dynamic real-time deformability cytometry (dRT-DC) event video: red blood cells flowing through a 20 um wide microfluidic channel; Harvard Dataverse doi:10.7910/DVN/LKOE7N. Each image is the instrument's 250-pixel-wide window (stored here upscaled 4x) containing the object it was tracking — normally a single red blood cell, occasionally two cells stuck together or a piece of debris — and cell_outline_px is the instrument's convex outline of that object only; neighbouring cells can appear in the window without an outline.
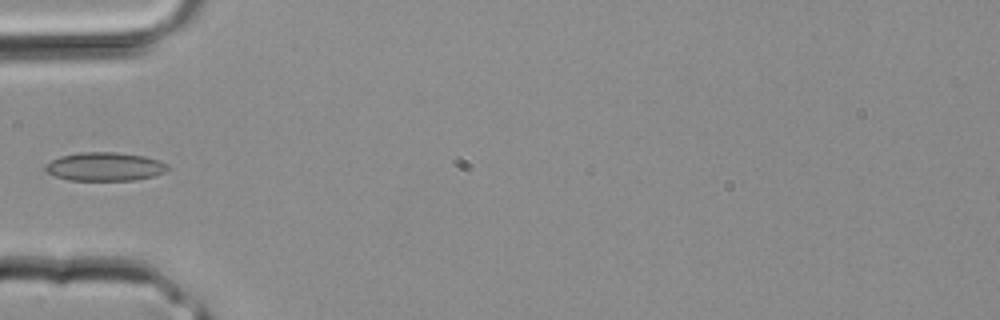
{"species": "common noctule bat (a hibernating species)", "species_latin": "Nyctalus noctula", "temperature_condition": "room temperature", "stored_images_in_passage": 3, "camera_frame_rate_fps": 3000, "um_per_image_px": 0.085, "animal": {"sex": "male", "body_mass_g": 20.4}, "frame": {"image": 1, "passage_image": 3, "time_ms": 0.667, "image_size_px": [1000, 320], "cell_outline_px": [[168, 168], [164, 172], [152, 176], [132, 180], [68, 180], [44, 172], [44, 164], [60, 156], [80, 152], [116, 152], [144, 156], [168, 164]], "centroid_in_image_um": [8.84, 14.16], "position_along_channel_um": 76.2, "area_um2": 20.29}}